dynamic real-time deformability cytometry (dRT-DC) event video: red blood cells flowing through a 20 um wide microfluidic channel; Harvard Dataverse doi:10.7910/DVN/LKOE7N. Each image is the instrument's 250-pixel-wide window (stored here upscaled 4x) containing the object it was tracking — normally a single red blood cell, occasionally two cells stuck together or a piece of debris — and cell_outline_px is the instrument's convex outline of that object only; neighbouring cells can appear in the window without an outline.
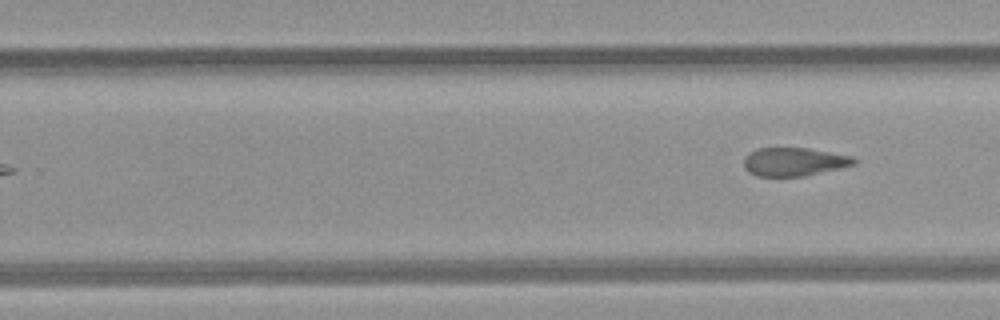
{"species": "common noctule bat (a hibernating species)", "species_latin": "Nyctalus noctula", "temperature_condition": "room temperature", "stored_images_in_passage": 9, "segment_of_instrument_passage": [2, 2], "camera_frame_rate_fps": 3000, "um_per_image_px": 0.085, "animal": {"sex": "female", "body_mass_g": 21.9}, "frame": {"image": 1, "passage_image": 9, "time_ms": 10.0, "image_size_px": [1000, 320], "cell_outline_px": [[856, 164], [840, 168], [804, 176], [756, 176], [748, 172], [744, 168], [744, 156], [756, 148], [808, 148], [852, 156], [856, 160]], "centroid_in_image_um": [67.46, 13.75], "position_along_channel_um": 262.3, "area_um2": 18.26}}